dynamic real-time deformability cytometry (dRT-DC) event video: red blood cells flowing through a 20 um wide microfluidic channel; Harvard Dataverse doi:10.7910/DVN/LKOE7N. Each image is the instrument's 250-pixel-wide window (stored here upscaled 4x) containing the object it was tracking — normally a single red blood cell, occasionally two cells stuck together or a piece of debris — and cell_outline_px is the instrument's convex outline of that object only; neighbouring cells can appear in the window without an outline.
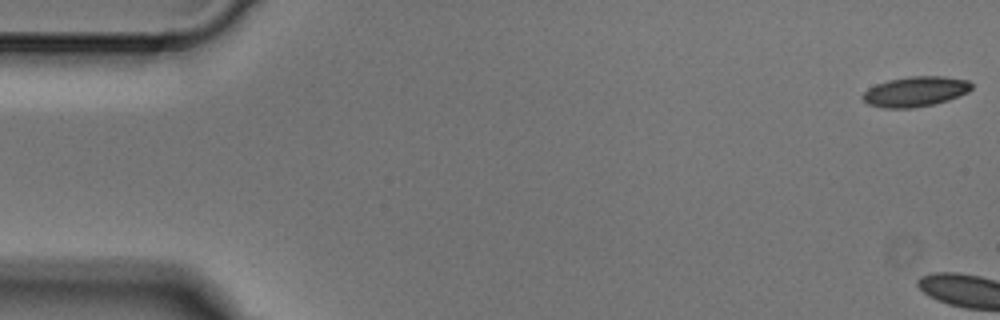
{"species": "Egyptian fruit bat (a non-hibernating species)", "species_latin": "Rousettus aegyptiacus", "temperature_condition": "cold", "stored_images_in_passage": 6, "camera_frame_rate_fps": 3000, "um_per_image_px": 0.085, "animal": {"sex": "male"}, "frame": {"image": 1, "passage_image": 1, "time_ms": 0.0, "image_size_px": [1000, 320], "cell_outline_px": [[972, 88], [968, 92], [948, 100], [932, 104], [912, 108], [884, 108], [868, 104], [860, 96], [868, 88], [876, 84], [888, 80], [912, 76], [944, 76], [968, 80], [972, 84]], "centroid_in_image_um": [77.8, 7.78], "position_along_channel_um": 7.2, "area_um2": 19.07}}
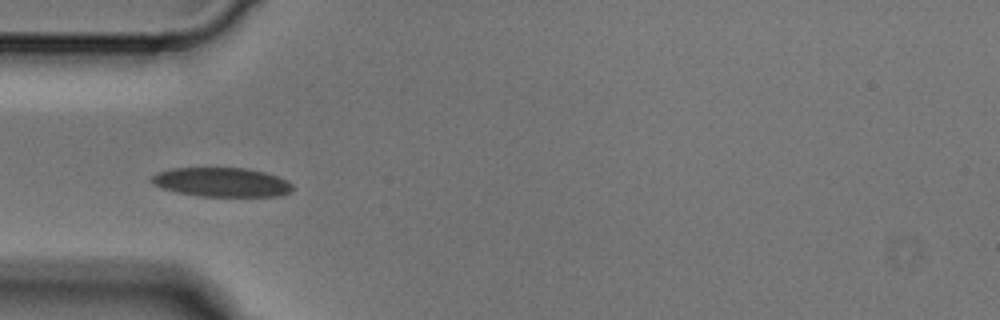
{"frame": {"image": 2, "passage_image": 6, "time_ms": 1.667, "image_size_px": [1000, 320], "cell_outline_px": [[292, 192], [280, 196], [200, 196], [176, 192], [152, 184], [148, 180], [156, 172], [172, 168], [248, 168], [264, 172], [288, 180], [292, 184]], "centroid_in_image_um": [18.83, 15.48], "position_along_channel_um": 66.2, "area_um2": 24.1}}